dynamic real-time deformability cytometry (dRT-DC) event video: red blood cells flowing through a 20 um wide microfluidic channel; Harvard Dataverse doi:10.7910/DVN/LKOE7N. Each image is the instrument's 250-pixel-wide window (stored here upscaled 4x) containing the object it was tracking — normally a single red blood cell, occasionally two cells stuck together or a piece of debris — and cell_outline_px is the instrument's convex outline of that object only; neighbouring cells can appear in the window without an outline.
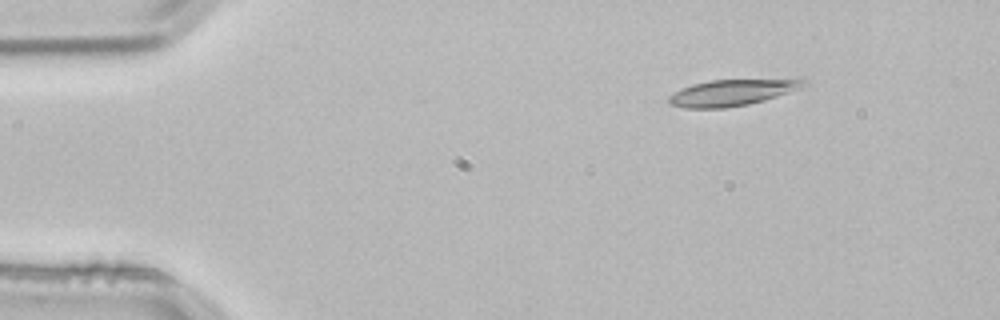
{"species": "common noctule bat (a hibernating species)", "species_latin": "Nyctalus noctula", "temperature_condition": "room temperature", "stored_images_in_passage": 3, "segment_of_instrument_passage": [2, 2], "camera_frame_rate_fps": 3000, "um_per_image_px": 0.085, "animal": {"sex": "male", "body_mass_g": 21.5, "forearm_length_mm": 52.0}, "frame": {"image": 1, "passage_image": 3, "time_ms": 0.667, "image_size_px": [1000, 320], "cell_outline_px": [[808, 84], [800, 88], [764, 100], [748, 104], [724, 108], [684, 108], [668, 104], [668, 96], [680, 88], [692, 84], [712, 80], [804, 80]], "centroid_in_image_um": [62.1, 7.89], "position_along_channel_um": 22.9, "area_um2": 20.23}}